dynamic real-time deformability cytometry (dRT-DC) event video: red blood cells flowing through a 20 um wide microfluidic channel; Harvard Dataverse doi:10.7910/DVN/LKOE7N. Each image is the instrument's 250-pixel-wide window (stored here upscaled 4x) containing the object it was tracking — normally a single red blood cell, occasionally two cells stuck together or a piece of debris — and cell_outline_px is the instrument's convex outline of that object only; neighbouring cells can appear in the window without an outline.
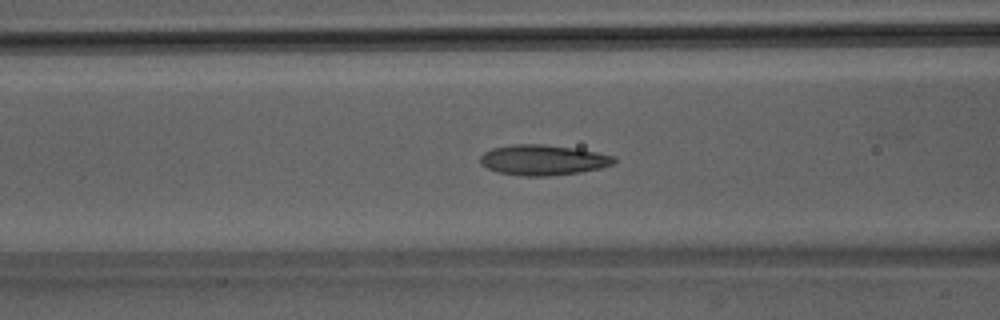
{"species": "Egyptian fruit bat (a non-hibernating species)", "species_latin": "Rousettus aegyptiacus", "temperature_condition": "room temperature", "stored_images_in_passage": 50, "camera_frame_rate_fps": 3000, "um_per_image_px": 0.085, "animal": {"sex": "male"}, "frame": {"image": 1, "passage_image": 20, "time_ms": 6.333, "image_size_px": [1000, 320], "cell_outline_px": [[616, 164], [600, 168], [580, 172], [548, 176], [520, 176], [496, 172], [480, 164], [480, 156], [484, 152], [492, 148], [512, 144], [544, 144], [576, 148], [616, 156]], "centroid_in_image_um": [46.16, 13.6], "position_along_channel_um": 120.4, "area_um2": 23.99}}
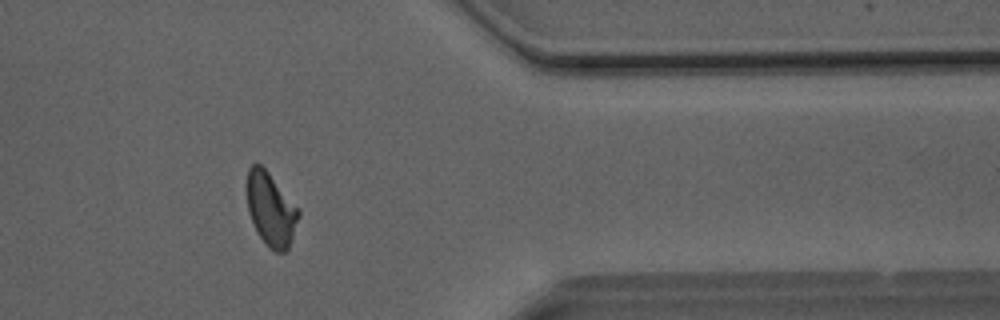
{"frame": {"image": 2, "passage_image": 41, "time_ms": 13.333, "image_size_px": [1000, 320], "cell_outline_px": [[300, 216], [288, 248], [284, 252], [276, 252], [268, 248], [260, 236], [248, 212], [244, 188], [244, 184], [248, 168], [252, 164], [260, 164], [268, 172], [300, 208]], "centroid_in_image_um": [22.99, 17.74], "position_along_channel_um": 388.4, "area_um2": 22.54}}
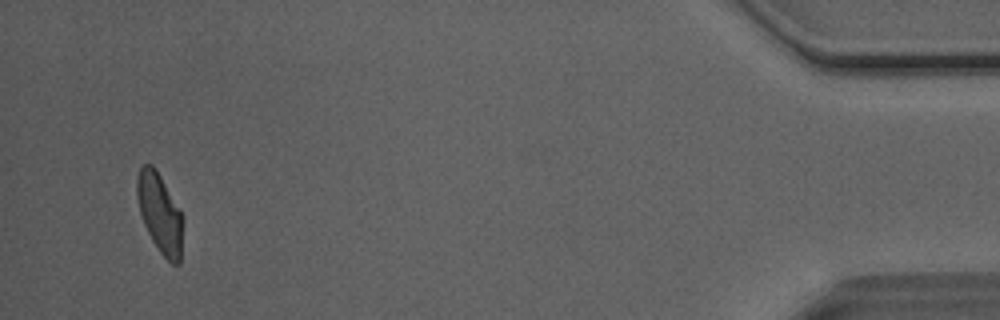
{"frame": {"image": 3, "passage_image": 48, "time_ms": 15.667, "image_size_px": [1000, 320], "cell_outline_px": [[184, 216], [180, 264], [172, 264], [160, 252], [152, 240], [144, 224], [140, 212], [136, 196], [136, 180], [140, 164], [152, 164], [156, 168], [180, 208]], "centroid_in_image_um": [13.6, 18.09], "position_along_channel_um": 421.6, "area_um2": 21.68}, "authors_computed_cell_mechanics": {"area_um2": 22.6576, "velocity_mm_per_s": 4.0812, "shape_relaxation_time_tau1_ms": 4.99, "shape_relaxation_time_tau2_ms": 1.688, "deformation_change_tau1": 0.1531, "deformation_change_tau2": 0.0777}}